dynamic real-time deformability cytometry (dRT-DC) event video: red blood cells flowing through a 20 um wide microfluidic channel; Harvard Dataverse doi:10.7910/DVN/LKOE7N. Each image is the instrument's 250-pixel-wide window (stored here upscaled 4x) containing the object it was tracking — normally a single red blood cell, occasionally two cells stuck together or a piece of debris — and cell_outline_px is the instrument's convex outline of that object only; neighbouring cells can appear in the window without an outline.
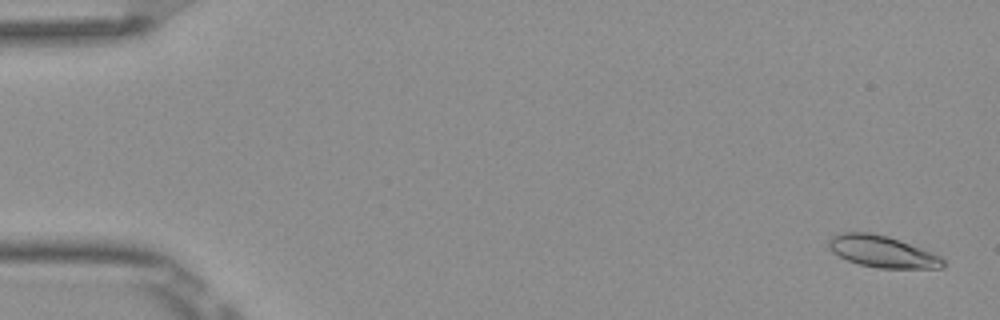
{"species": "Egyptian fruit bat (a non-hibernating species)", "species_latin": "Rousettus aegyptiacus", "temperature_condition": "room temperature", "stored_images_in_passage": 53, "camera_frame_rate_fps": 3000, "um_per_image_px": 0.085, "frame": {"image": 1, "passage_image": 2, "time_ms": 0.333, "image_size_px": [1000, 320], "cell_outline_px": [[944, 268], [880, 268], [860, 264], [848, 260], [832, 252], [828, 248], [828, 240], [832, 236], [840, 232], [872, 232], [888, 236], [932, 252], [940, 256], [944, 260]], "centroid_in_image_um": [74.98, 21.37], "position_along_channel_um": 10.0, "area_um2": 21.1}}
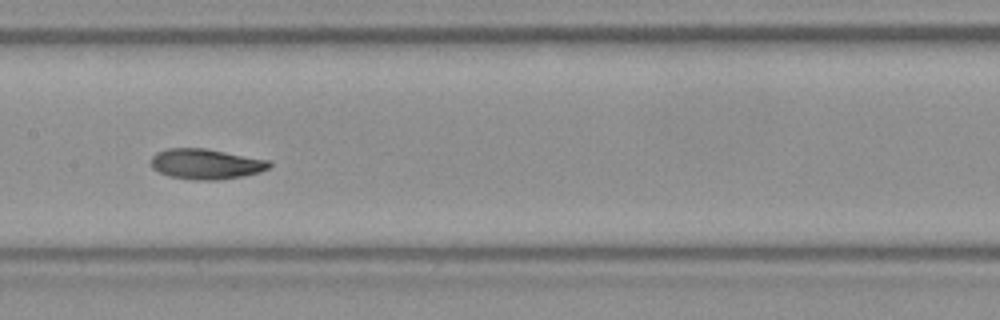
{"frame": {"image": 2, "passage_image": 27, "time_ms": 8.667, "image_size_px": [1000, 320], "cell_outline_px": [[272, 164], [268, 168], [260, 172], [244, 176], [220, 180], [196, 180], [168, 176], [152, 168], [152, 156], [156, 152], [168, 148], [208, 148], [268, 160]], "centroid_in_image_um": [17.51, 13.94], "position_along_channel_um": 189.9, "area_um2": 21.04}}
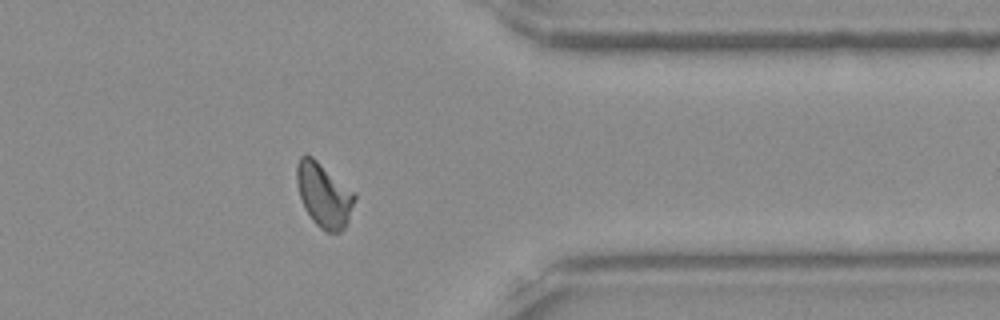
{"frame": {"image": 3, "passage_image": 43, "time_ms": 14.0, "image_size_px": [1000, 320], "cell_outline_px": [[356, 200], [348, 224], [340, 232], [324, 232], [312, 220], [304, 208], [296, 184], [296, 164], [300, 156], [312, 156], [352, 192], [356, 196]], "centroid_in_image_um": [27.51, 16.62], "position_along_channel_um": 383.9, "area_um2": 21.5}, "authors_computed_cell_mechanics": {"area_um2": 20.9236, "velocity_mm_per_s": 3.8531, "shape_relaxation_time_tau1_ms": 3.4932, "shape_relaxation_time_tau2_ms": 2.1816, "deformation_change_tau1": 0.1234, "deformation_change_tau2": 0.0646}}